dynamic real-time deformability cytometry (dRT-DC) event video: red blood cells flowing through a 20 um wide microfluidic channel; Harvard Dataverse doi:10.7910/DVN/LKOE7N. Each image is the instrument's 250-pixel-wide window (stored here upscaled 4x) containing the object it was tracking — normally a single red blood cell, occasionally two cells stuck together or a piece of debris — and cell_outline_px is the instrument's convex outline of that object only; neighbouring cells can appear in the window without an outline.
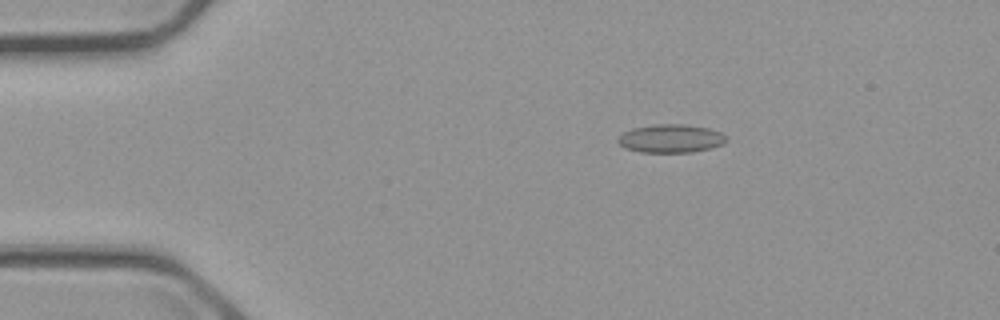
{"species": "common noctule bat (a hibernating species)", "species_latin": "Nyctalus noctula", "temperature_condition": "cold", "stored_images_in_passage": 56, "camera_frame_rate_fps": 3000, "um_per_image_px": 0.085, "animal": {"sex": "male", "body_mass_g": 23.1, "forearm_length_mm": 52.7}, "frame": {"image": 1, "passage_image": 10, "time_ms": 3.0, "image_size_px": [1000, 320], "cell_outline_px": [[728, 140], [724, 144], [712, 148], [692, 152], [640, 152], [624, 148], [616, 140], [624, 132], [636, 128], [656, 124], [680, 124], [708, 128], [720, 132], [728, 136]], "centroid_in_image_um": [57.07, 11.78], "position_along_channel_um": 27.9, "area_um2": 17.86}}
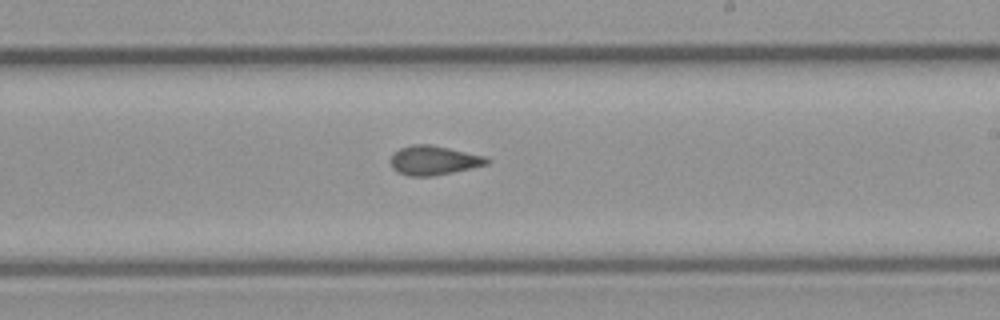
{"frame": {"image": 2, "passage_image": 33, "time_ms": 10.667, "image_size_px": [1000, 320], "cell_outline_px": [[492, 160], [488, 164], [452, 172], [432, 176], [408, 176], [396, 172], [392, 168], [392, 156], [400, 148], [412, 144], [428, 144], [448, 148], [484, 156]], "centroid_in_image_um": [36.86, 13.64], "position_along_channel_um": 252.1, "area_um2": 16.18}}
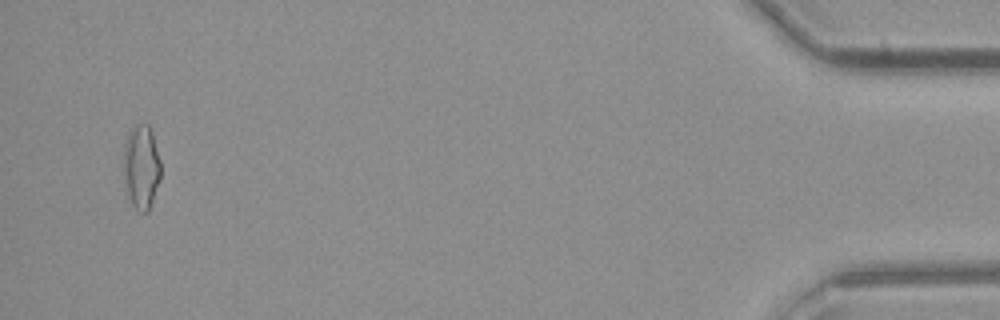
{"frame": {"image": 3, "passage_image": 54, "time_ms": 17.667, "image_size_px": [1000, 320], "cell_outline_px": [[160, 180], [148, 212], [140, 212], [132, 204], [128, 192], [124, 172], [124, 144], [128, 132], [136, 124], [148, 124], [152, 132], [160, 160]], "centroid_in_image_um": [12.03, 14.16], "position_along_channel_um": 423.2, "area_um2": 17.98}, "authors_computed_cell_mechanics": {"area_um2": 16.4441, "velocity_mm_per_s": 3.6952, "shape_relaxation_time_tau1_ms": null, "shape_relaxation_time_tau2_ms": 2.4635, "deformation_change_tau1": null, "deformation_change_tau2": 0.0746}}